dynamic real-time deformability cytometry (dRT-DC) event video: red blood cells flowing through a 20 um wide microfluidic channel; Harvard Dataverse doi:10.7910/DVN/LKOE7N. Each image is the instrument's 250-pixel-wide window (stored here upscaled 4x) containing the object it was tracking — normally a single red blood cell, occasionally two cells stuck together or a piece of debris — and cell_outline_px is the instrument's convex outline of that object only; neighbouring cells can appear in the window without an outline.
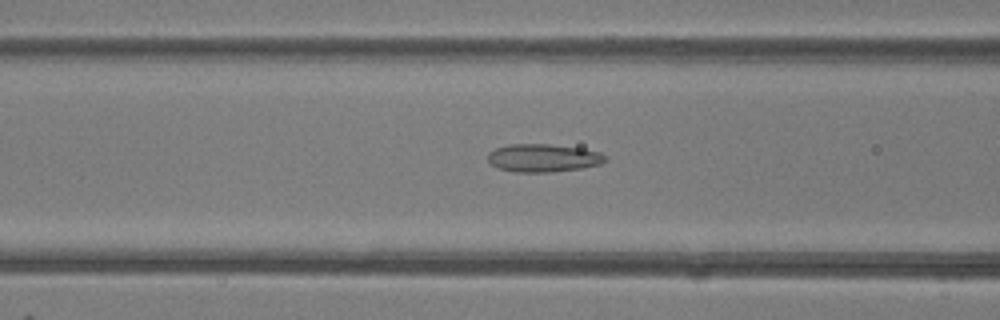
{"species": "common noctule bat (a hibernating species)", "species_latin": "Nyctalus noctula", "temperature_condition": "room temperature", "stored_images_in_passage": 49, "camera_frame_rate_fps": 3000, "um_per_image_px": 0.085, "animal": {"sex": "female"}, "frame": {"image": 1, "passage_image": 20, "time_ms": 6.333, "image_size_px": [1000, 320], "cell_outline_px": [[608, 160], [600, 164], [584, 168], [552, 172], [516, 172], [496, 168], [488, 160], [488, 152], [496, 148], [508, 144], [548, 144], [580, 148], [600, 152], [608, 156]], "centroid_in_image_um": [46.19, 13.43], "position_along_channel_um": 120.4, "area_um2": 19.36}}
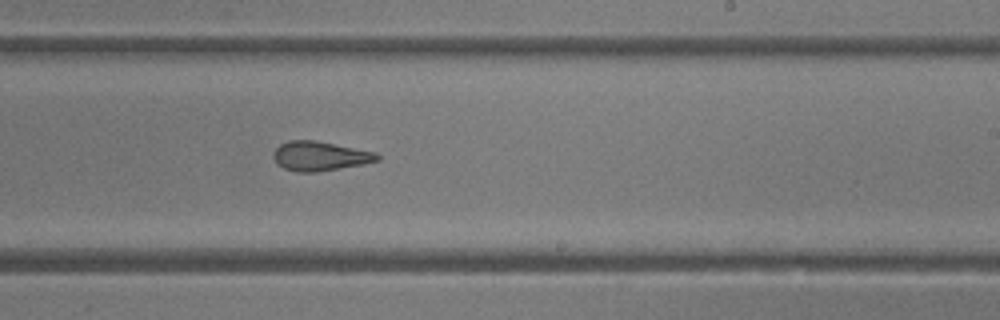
{"frame": {"image": 2, "passage_image": 30, "time_ms": 9.667, "image_size_px": [1000, 320], "cell_outline_px": [[380, 160], [364, 164], [316, 172], [296, 172], [284, 168], [276, 164], [272, 156], [272, 152], [280, 144], [288, 140], [316, 140], [376, 152], [380, 156]], "centroid_in_image_um": [27.17, 13.26], "position_along_channel_um": 261.8, "area_um2": 17.98}}
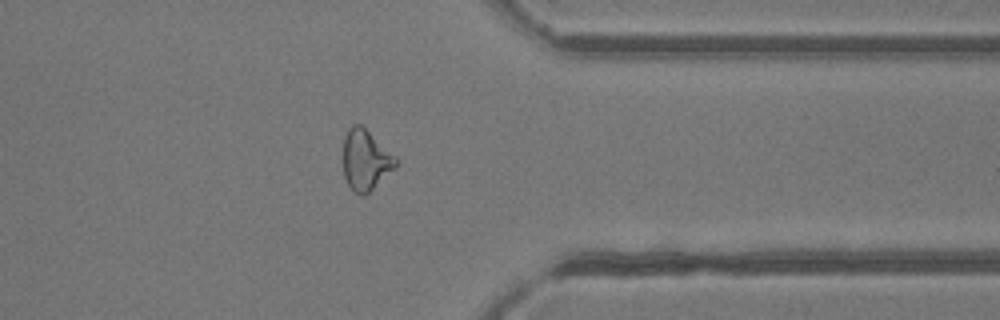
{"frame": {"image": 3, "passage_image": 39, "time_ms": 12.667, "image_size_px": [1000, 320], "cell_outline_px": [[400, 160], [396, 168], [364, 196], [356, 192], [348, 184], [344, 176], [340, 156], [344, 136], [348, 128], [352, 124], [360, 124], [396, 156]], "centroid_in_image_um": [31.04, 13.58], "position_along_channel_um": 380.4, "area_um2": 19.07}, "authors_computed_cell_mechanics": {"area_um2": 19.7098, "velocity_mm_per_s": 4.2411, "shape_relaxation_time_tau1_ms": null, "shape_relaxation_time_tau2_ms": 2.4652, "deformation_change_tau1": null, "deformation_change_tau2": 0.1202}}